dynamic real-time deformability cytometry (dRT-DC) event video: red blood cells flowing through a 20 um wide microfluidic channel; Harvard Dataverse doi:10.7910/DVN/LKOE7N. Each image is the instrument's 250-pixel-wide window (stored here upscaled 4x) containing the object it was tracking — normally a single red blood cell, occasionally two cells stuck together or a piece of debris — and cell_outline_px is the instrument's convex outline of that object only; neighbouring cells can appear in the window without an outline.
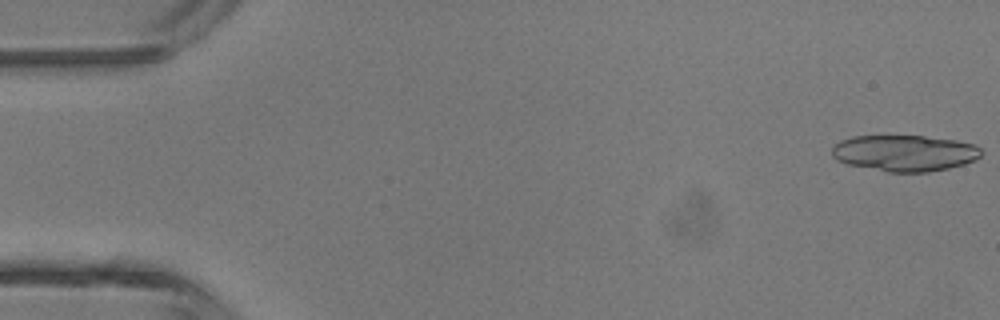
{"species": "common noctule bat (a hibernating species)", "species_latin": "Nyctalus noctula", "temperature_condition": "room temperature", "stored_images_in_passage": 4, "camera_frame_rate_fps": 3000, "um_per_image_px": 0.085, "animal": {"sex": "male", "body_mass_g": 13.3}, "frame": {"image": 1, "passage_image": 1, "time_ms": 0.0, "image_size_px": [1000, 320], "cell_outline_px": [[984, 152], [976, 160], [964, 164], [948, 168], [928, 172], [888, 172], [848, 164], [836, 160], [832, 156], [832, 148], [840, 140], [852, 136], [924, 136], [956, 140], [976, 144]], "centroid_in_image_um": [76.92, 13.01], "position_along_channel_um": 8.1, "area_um2": 31.67}}